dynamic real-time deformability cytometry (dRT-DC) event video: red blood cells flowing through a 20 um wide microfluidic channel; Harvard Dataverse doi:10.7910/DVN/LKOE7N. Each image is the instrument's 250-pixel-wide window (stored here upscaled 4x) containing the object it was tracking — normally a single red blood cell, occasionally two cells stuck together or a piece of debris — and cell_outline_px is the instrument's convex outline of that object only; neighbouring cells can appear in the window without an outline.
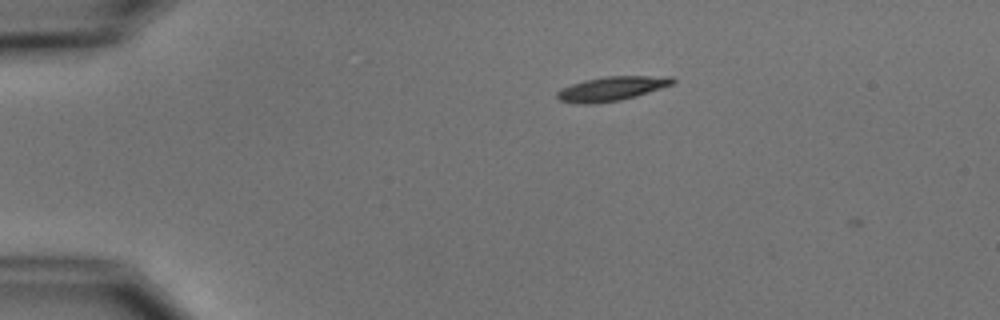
{"species": "common noctule bat (a hibernating species)", "species_latin": "Nyctalus noctula", "temperature_condition": "cold", "stored_images_in_passage": 2, "camera_frame_rate_fps": 3000, "um_per_image_px": 0.085, "animal": {"sex": "male", "body_mass_g": 15.6}, "frame": {"image": 1, "passage_image": 1, "time_ms": 0.0, "image_size_px": [1000, 320], "cell_outline_px": [[676, 80], [672, 84], [636, 96], [620, 100], [596, 104], [576, 104], [560, 100], [556, 96], [556, 92], [572, 84], [584, 80], [604, 76], [672, 76]], "centroid_in_image_um": [51.98, 7.54], "position_along_channel_um": 33.0, "area_um2": 16.3}}